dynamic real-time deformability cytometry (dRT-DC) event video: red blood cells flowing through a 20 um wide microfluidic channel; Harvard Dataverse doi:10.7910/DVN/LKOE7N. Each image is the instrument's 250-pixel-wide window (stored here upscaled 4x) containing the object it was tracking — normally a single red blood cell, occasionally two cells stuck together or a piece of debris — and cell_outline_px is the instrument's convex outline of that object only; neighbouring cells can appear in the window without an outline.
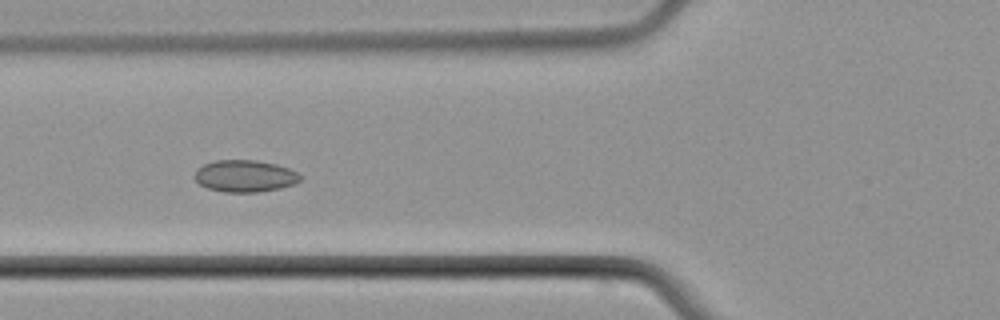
{"species": "common noctule bat (a hibernating species)", "species_latin": "Nyctalus noctula", "temperature_condition": "cold", "stored_images_in_passage": 7, "camera_frame_rate_fps": 3000, "um_per_image_px": 0.085, "animal": {"sex": "male", "body_mass_g": 21.5, "forearm_length_mm": 52.0}, "frame": {"image": 1, "passage_image": 7, "time_ms": 7.667, "image_size_px": [1000, 320], "cell_outline_px": [[300, 180], [296, 184], [280, 188], [256, 192], [224, 192], [208, 188], [200, 184], [192, 176], [196, 168], [204, 164], [216, 160], [256, 160], [276, 164], [288, 168], [296, 172], [300, 176]], "centroid_in_image_um": [20.78, 14.96], "position_along_channel_um": 105.0, "area_um2": 19.71}}